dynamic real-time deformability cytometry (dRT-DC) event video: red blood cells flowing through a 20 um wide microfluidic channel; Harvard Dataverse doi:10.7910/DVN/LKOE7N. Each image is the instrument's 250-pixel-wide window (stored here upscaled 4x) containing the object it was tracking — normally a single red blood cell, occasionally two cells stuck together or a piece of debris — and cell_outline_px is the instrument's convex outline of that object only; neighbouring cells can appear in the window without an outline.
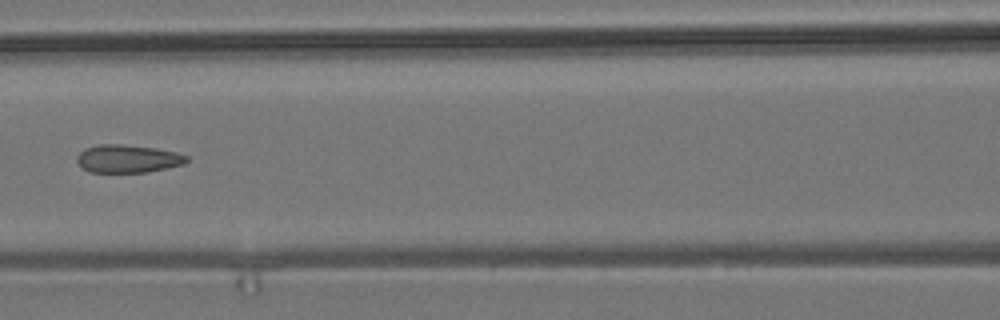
{"species": "common noctule bat (a hibernating species)", "species_latin": "Nyctalus noctula", "temperature_condition": "room temperature", "stored_images_in_passage": 9, "camera_frame_rate_fps": 3000, "um_per_image_px": 0.085, "animal": {"sex": "male", "body_mass_g": 19.2, "forearm_length_mm": 51.8}, "frame": {"image": 1, "passage_image": 9, "time_ms": 9.0, "image_size_px": [1000, 320], "cell_outline_px": [[188, 160], [184, 164], [148, 172], [88, 172], [76, 160], [76, 156], [84, 148], [100, 144], [120, 144], [156, 148], [176, 152], [188, 156]], "centroid_in_image_um": [10.86, 13.49], "position_along_channel_um": 155.7, "area_um2": 17.86}}